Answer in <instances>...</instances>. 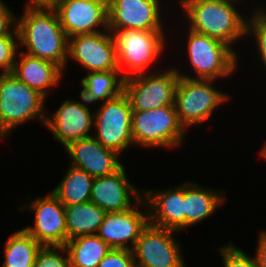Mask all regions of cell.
I'll use <instances>...</instances> for the list:
<instances>
[{
  "label": "cell",
  "instance_id": "1",
  "mask_svg": "<svg viewBox=\"0 0 266 267\" xmlns=\"http://www.w3.org/2000/svg\"><path fill=\"white\" fill-rule=\"evenodd\" d=\"M19 20V21H18ZM16 21L19 44L26 54L51 61L62 70L68 62L69 38L52 7H27Z\"/></svg>",
  "mask_w": 266,
  "mask_h": 267
},
{
  "label": "cell",
  "instance_id": "2",
  "mask_svg": "<svg viewBox=\"0 0 266 267\" xmlns=\"http://www.w3.org/2000/svg\"><path fill=\"white\" fill-rule=\"evenodd\" d=\"M189 29L217 38L229 46L246 35L247 20L231 0H180Z\"/></svg>",
  "mask_w": 266,
  "mask_h": 267
},
{
  "label": "cell",
  "instance_id": "3",
  "mask_svg": "<svg viewBox=\"0 0 266 267\" xmlns=\"http://www.w3.org/2000/svg\"><path fill=\"white\" fill-rule=\"evenodd\" d=\"M46 98L21 82L12 73L0 74V137L4 138L14 127L37 118L45 125Z\"/></svg>",
  "mask_w": 266,
  "mask_h": 267
},
{
  "label": "cell",
  "instance_id": "4",
  "mask_svg": "<svg viewBox=\"0 0 266 267\" xmlns=\"http://www.w3.org/2000/svg\"><path fill=\"white\" fill-rule=\"evenodd\" d=\"M175 91L174 105L180 124L185 130L199 126L208 119L215 108L228 100L229 95L213 88L214 80L197 79L180 73Z\"/></svg>",
  "mask_w": 266,
  "mask_h": 267
},
{
  "label": "cell",
  "instance_id": "5",
  "mask_svg": "<svg viewBox=\"0 0 266 267\" xmlns=\"http://www.w3.org/2000/svg\"><path fill=\"white\" fill-rule=\"evenodd\" d=\"M134 144L143 147H179L186 130L180 124L175 105L132 111Z\"/></svg>",
  "mask_w": 266,
  "mask_h": 267
},
{
  "label": "cell",
  "instance_id": "6",
  "mask_svg": "<svg viewBox=\"0 0 266 267\" xmlns=\"http://www.w3.org/2000/svg\"><path fill=\"white\" fill-rule=\"evenodd\" d=\"M112 35L118 68L124 78L145 73L158 60L165 46L163 31L119 30Z\"/></svg>",
  "mask_w": 266,
  "mask_h": 267
},
{
  "label": "cell",
  "instance_id": "7",
  "mask_svg": "<svg viewBox=\"0 0 266 267\" xmlns=\"http://www.w3.org/2000/svg\"><path fill=\"white\" fill-rule=\"evenodd\" d=\"M188 33L187 52L197 79L224 78L238 67V57L232 45L191 29Z\"/></svg>",
  "mask_w": 266,
  "mask_h": 267
},
{
  "label": "cell",
  "instance_id": "8",
  "mask_svg": "<svg viewBox=\"0 0 266 267\" xmlns=\"http://www.w3.org/2000/svg\"><path fill=\"white\" fill-rule=\"evenodd\" d=\"M132 108L127 95L119 96L101 103L94 113L95 139L104 147L118 154L134 143L132 137Z\"/></svg>",
  "mask_w": 266,
  "mask_h": 267
},
{
  "label": "cell",
  "instance_id": "9",
  "mask_svg": "<svg viewBox=\"0 0 266 267\" xmlns=\"http://www.w3.org/2000/svg\"><path fill=\"white\" fill-rule=\"evenodd\" d=\"M161 73H141L124 79V93L133 111H145L173 105L179 80L176 69Z\"/></svg>",
  "mask_w": 266,
  "mask_h": 267
},
{
  "label": "cell",
  "instance_id": "10",
  "mask_svg": "<svg viewBox=\"0 0 266 267\" xmlns=\"http://www.w3.org/2000/svg\"><path fill=\"white\" fill-rule=\"evenodd\" d=\"M175 230L152 225L143 229L132 249L138 267H186L182 250L176 242Z\"/></svg>",
  "mask_w": 266,
  "mask_h": 267
},
{
  "label": "cell",
  "instance_id": "11",
  "mask_svg": "<svg viewBox=\"0 0 266 267\" xmlns=\"http://www.w3.org/2000/svg\"><path fill=\"white\" fill-rule=\"evenodd\" d=\"M68 58L81 64L88 72L120 71L114 37L109 30L70 37Z\"/></svg>",
  "mask_w": 266,
  "mask_h": 267
},
{
  "label": "cell",
  "instance_id": "12",
  "mask_svg": "<svg viewBox=\"0 0 266 267\" xmlns=\"http://www.w3.org/2000/svg\"><path fill=\"white\" fill-rule=\"evenodd\" d=\"M52 8L68 38L108 30V0H59Z\"/></svg>",
  "mask_w": 266,
  "mask_h": 267
},
{
  "label": "cell",
  "instance_id": "13",
  "mask_svg": "<svg viewBox=\"0 0 266 267\" xmlns=\"http://www.w3.org/2000/svg\"><path fill=\"white\" fill-rule=\"evenodd\" d=\"M35 211L34 226L24 227L42 246H64L67 242L65 206L51 192L44 197L35 198L27 205Z\"/></svg>",
  "mask_w": 266,
  "mask_h": 267
},
{
  "label": "cell",
  "instance_id": "14",
  "mask_svg": "<svg viewBox=\"0 0 266 267\" xmlns=\"http://www.w3.org/2000/svg\"><path fill=\"white\" fill-rule=\"evenodd\" d=\"M160 0H108V30L162 31Z\"/></svg>",
  "mask_w": 266,
  "mask_h": 267
},
{
  "label": "cell",
  "instance_id": "15",
  "mask_svg": "<svg viewBox=\"0 0 266 267\" xmlns=\"http://www.w3.org/2000/svg\"><path fill=\"white\" fill-rule=\"evenodd\" d=\"M145 204L143 198L135 205L136 209L132 207L120 212L106 213L96 235L112 249L132 250L149 223V214H142V211L138 210L139 206L147 207ZM127 242H131V246Z\"/></svg>",
  "mask_w": 266,
  "mask_h": 267
},
{
  "label": "cell",
  "instance_id": "16",
  "mask_svg": "<svg viewBox=\"0 0 266 267\" xmlns=\"http://www.w3.org/2000/svg\"><path fill=\"white\" fill-rule=\"evenodd\" d=\"M81 99L84 103L67 99L53 116H46L45 126L64 147L92 136L89 132L94 125L95 115L91 113L87 101Z\"/></svg>",
  "mask_w": 266,
  "mask_h": 267
},
{
  "label": "cell",
  "instance_id": "17",
  "mask_svg": "<svg viewBox=\"0 0 266 267\" xmlns=\"http://www.w3.org/2000/svg\"><path fill=\"white\" fill-rule=\"evenodd\" d=\"M141 192L152 225L177 232L185 229V183L173 189Z\"/></svg>",
  "mask_w": 266,
  "mask_h": 267
},
{
  "label": "cell",
  "instance_id": "18",
  "mask_svg": "<svg viewBox=\"0 0 266 267\" xmlns=\"http://www.w3.org/2000/svg\"><path fill=\"white\" fill-rule=\"evenodd\" d=\"M71 158L70 165L80 168L93 178L111 175L123 165L116 151L104 147L92 135L65 147Z\"/></svg>",
  "mask_w": 266,
  "mask_h": 267
},
{
  "label": "cell",
  "instance_id": "19",
  "mask_svg": "<svg viewBox=\"0 0 266 267\" xmlns=\"http://www.w3.org/2000/svg\"><path fill=\"white\" fill-rule=\"evenodd\" d=\"M142 194L128 181L125 167L122 166L111 175L93 179L90 202L106 213L120 212L134 207L131 196L137 203L142 199Z\"/></svg>",
  "mask_w": 266,
  "mask_h": 267
},
{
  "label": "cell",
  "instance_id": "20",
  "mask_svg": "<svg viewBox=\"0 0 266 267\" xmlns=\"http://www.w3.org/2000/svg\"><path fill=\"white\" fill-rule=\"evenodd\" d=\"M21 60L16 57L12 74L21 82L42 94L45 98L50 88L58 85L64 72L55 63L20 52Z\"/></svg>",
  "mask_w": 266,
  "mask_h": 267
},
{
  "label": "cell",
  "instance_id": "21",
  "mask_svg": "<svg viewBox=\"0 0 266 267\" xmlns=\"http://www.w3.org/2000/svg\"><path fill=\"white\" fill-rule=\"evenodd\" d=\"M227 200L222 193L201 188L194 182L185 183V228L200 223Z\"/></svg>",
  "mask_w": 266,
  "mask_h": 267
},
{
  "label": "cell",
  "instance_id": "22",
  "mask_svg": "<svg viewBox=\"0 0 266 267\" xmlns=\"http://www.w3.org/2000/svg\"><path fill=\"white\" fill-rule=\"evenodd\" d=\"M124 79L120 71L88 72V76L81 80L83 89L80 97L90 104L98 101L104 103L124 91Z\"/></svg>",
  "mask_w": 266,
  "mask_h": 267
},
{
  "label": "cell",
  "instance_id": "23",
  "mask_svg": "<svg viewBox=\"0 0 266 267\" xmlns=\"http://www.w3.org/2000/svg\"><path fill=\"white\" fill-rule=\"evenodd\" d=\"M106 212L92 202L65 207L67 241L82 236L96 235Z\"/></svg>",
  "mask_w": 266,
  "mask_h": 267
},
{
  "label": "cell",
  "instance_id": "24",
  "mask_svg": "<svg viewBox=\"0 0 266 267\" xmlns=\"http://www.w3.org/2000/svg\"><path fill=\"white\" fill-rule=\"evenodd\" d=\"M71 267H97L112 248L97 235H82L64 245Z\"/></svg>",
  "mask_w": 266,
  "mask_h": 267
},
{
  "label": "cell",
  "instance_id": "25",
  "mask_svg": "<svg viewBox=\"0 0 266 267\" xmlns=\"http://www.w3.org/2000/svg\"><path fill=\"white\" fill-rule=\"evenodd\" d=\"M93 179L86 171L70 165L63 180L52 192L65 207L90 202Z\"/></svg>",
  "mask_w": 266,
  "mask_h": 267
},
{
  "label": "cell",
  "instance_id": "26",
  "mask_svg": "<svg viewBox=\"0 0 266 267\" xmlns=\"http://www.w3.org/2000/svg\"><path fill=\"white\" fill-rule=\"evenodd\" d=\"M5 247V261L2 267H34L36 256L42 247L24 229L8 237Z\"/></svg>",
  "mask_w": 266,
  "mask_h": 267
},
{
  "label": "cell",
  "instance_id": "27",
  "mask_svg": "<svg viewBox=\"0 0 266 267\" xmlns=\"http://www.w3.org/2000/svg\"><path fill=\"white\" fill-rule=\"evenodd\" d=\"M252 17L247 19L246 35L252 33L256 39L259 58L266 68V11L257 8Z\"/></svg>",
  "mask_w": 266,
  "mask_h": 267
},
{
  "label": "cell",
  "instance_id": "28",
  "mask_svg": "<svg viewBox=\"0 0 266 267\" xmlns=\"http://www.w3.org/2000/svg\"><path fill=\"white\" fill-rule=\"evenodd\" d=\"M18 43L19 36L16 26L9 35L0 37V68L3 69L1 74L12 73L17 57Z\"/></svg>",
  "mask_w": 266,
  "mask_h": 267
},
{
  "label": "cell",
  "instance_id": "29",
  "mask_svg": "<svg viewBox=\"0 0 266 267\" xmlns=\"http://www.w3.org/2000/svg\"><path fill=\"white\" fill-rule=\"evenodd\" d=\"M59 251L66 255H60ZM34 267H71L65 246H42L36 256Z\"/></svg>",
  "mask_w": 266,
  "mask_h": 267
},
{
  "label": "cell",
  "instance_id": "30",
  "mask_svg": "<svg viewBox=\"0 0 266 267\" xmlns=\"http://www.w3.org/2000/svg\"><path fill=\"white\" fill-rule=\"evenodd\" d=\"M219 251L223 257L224 267H258L255 256L250 257L231 243L221 247Z\"/></svg>",
  "mask_w": 266,
  "mask_h": 267
},
{
  "label": "cell",
  "instance_id": "31",
  "mask_svg": "<svg viewBox=\"0 0 266 267\" xmlns=\"http://www.w3.org/2000/svg\"><path fill=\"white\" fill-rule=\"evenodd\" d=\"M97 267H135L132 250L112 249Z\"/></svg>",
  "mask_w": 266,
  "mask_h": 267
},
{
  "label": "cell",
  "instance_id": "32",
  "mask_svg": "<svg viewBox=\"0 0 266 267\" xmlns=\"http://www.w3.org/2000/svg\"><path fill=\"white\" fill-rule=\"evenodd\" d=\"M13 14L14 13L6 6L5 2L0 0V37L9 35L13 31L12 26H16V22L14 21H16L17 17ZM10 28H12V30Z\"/></svg>",
  "mask_w": 266,
  "mask_h": 267
},
{
  "label": "cell",
  "instance_id": "33",
  "mask_svg": "<svg viewBox=\"0 0 266 267\" xmlns=\"http://www.w3.org/2000/svg\"><path fill=\"white\" fill-rule=\"evenodd\" d=\"M258 245L255 253V258L258 267H266V231H261L259 235Z\"/></svg>",
  "mask_w": 266,
  "mask_h": 267
},
{
  "label": "cell",
  "instance_id": "34",
  "mask_svg": "<svg viewBox=\"0 0 266 267\" xmlns=\"http://www.w3.org/2000/svg\"><path fill=\"white\" fill-rule=\"evenodd\" d=\"M59 0H29L27 7H53Z\"/></svg>",
  "mask_w": 266,
  "mask_h": 267
},
{
  "label": "cell",
  "instance_id": "35",
  "mask_svg": "<svg viewBox=\"0 0 266 267\" xmlns=\"http://www.w3.org/2000/svg\"><path fill=\"white\" fill-rule=\"evenodd\" d=\"M261 155L266 159V142L263 145V148L260 150Z\"/></svg>",
  "mask_w": 266,
  "mask_h": 267
}]
</instances>
